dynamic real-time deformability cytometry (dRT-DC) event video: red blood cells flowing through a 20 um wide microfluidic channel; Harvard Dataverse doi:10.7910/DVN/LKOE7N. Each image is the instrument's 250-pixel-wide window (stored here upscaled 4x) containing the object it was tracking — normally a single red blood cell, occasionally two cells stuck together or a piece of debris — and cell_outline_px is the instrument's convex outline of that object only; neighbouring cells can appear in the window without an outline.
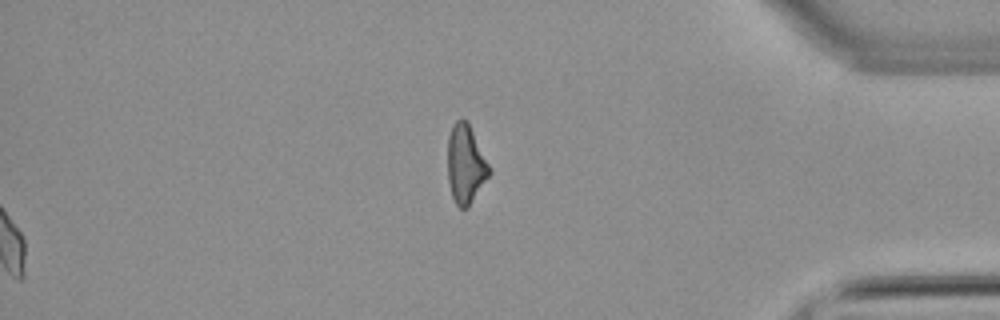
{"species": "common noctule bat (a hibernating species)", "species_latin": "Nyctalus noctula", "temperature_condition": "warm", "stored_images_in_passage": 62, "segment_of_instrument_passage": [2, 2], "camera_frame_rate_fps": 3000, "um_per_image_px": 0.085, "animal": {"sex": "male", "body_mass_g": 21.5, "forearm_length_mm": 52.0}, "frame": {"image": 1, "passage_image": 62, "time_ms": 20.333, "image_size_px": [1000, 320], "cell_outline_px": [[492, 172], [468, 208], [460, 208], [456, 204], [452, 196], [448, 180], [448, 136], [452, 124], [456, 120], [468, 120], [492, 168]], "centroid_in_image_um": [39.61, 13.94], "position_along_channel_um": 395.6, "area_um2": 19.48}}